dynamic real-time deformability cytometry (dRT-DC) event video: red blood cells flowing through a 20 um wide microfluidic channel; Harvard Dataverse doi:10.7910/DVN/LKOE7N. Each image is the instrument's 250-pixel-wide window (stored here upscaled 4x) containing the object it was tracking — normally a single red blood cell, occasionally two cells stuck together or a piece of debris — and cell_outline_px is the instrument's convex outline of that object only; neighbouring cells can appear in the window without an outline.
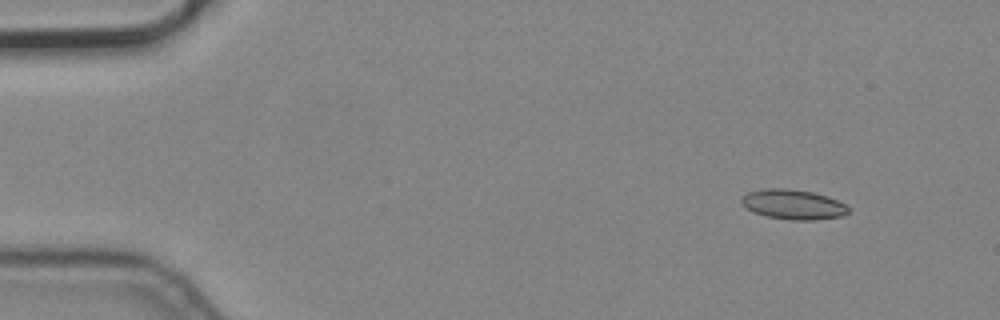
{"species": "common noctule bat (a hibernating species)", "species_latin": "Nyctalus noctula", "temperature_condition": "cold", "stored_images_in_passage": 3, "camera_frame_rate_fps": 3000, "um_per_image_px": 0.085, "animal": {"sex": "male", "body_mass_g": 19.2, "forearm_length_mm": 51.8}, "frame": {"image": 1, "passage_image": 1, "time_ms": 0.0, "image_size_px": [1000, 320], "cell_outline_px": [[848, 212], [844, 216], [816, 220], [792, 220], [764, 216], [752, 212], [740, 204], [740, 200], [748, 192], [764, 188], [788, 188], [812, 192], [828, 196], [844, 204], [848, 208]], "centroid_in_image_um": [67.38, 17.38], "position_along_channel_um": 17.6, "area_um2": 18.79}}
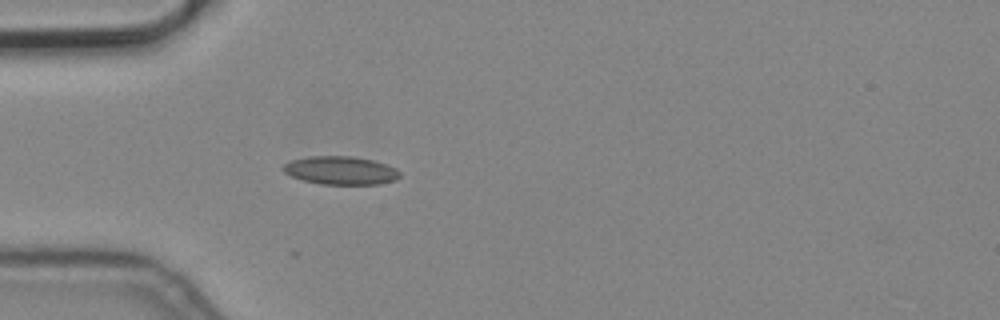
{"frame": {"image": 2, "passage_image": 3, "time_ms": 0.667, "image_size_px": [1000, 320], "cell_outline_px": [[400, 176], [396, 180], [380, 184], [320, 184], [304, 180], [292, 176], [284, 172], [280, 168], [284, 164], [292, 160], [308, 156], [352, 156], [372, 160], [396, 168], [400, 172]], "centroid_in_image_um": [28.95, 14.48], "position_along_channel_um": 56.0, "area_um2": 19.19}}